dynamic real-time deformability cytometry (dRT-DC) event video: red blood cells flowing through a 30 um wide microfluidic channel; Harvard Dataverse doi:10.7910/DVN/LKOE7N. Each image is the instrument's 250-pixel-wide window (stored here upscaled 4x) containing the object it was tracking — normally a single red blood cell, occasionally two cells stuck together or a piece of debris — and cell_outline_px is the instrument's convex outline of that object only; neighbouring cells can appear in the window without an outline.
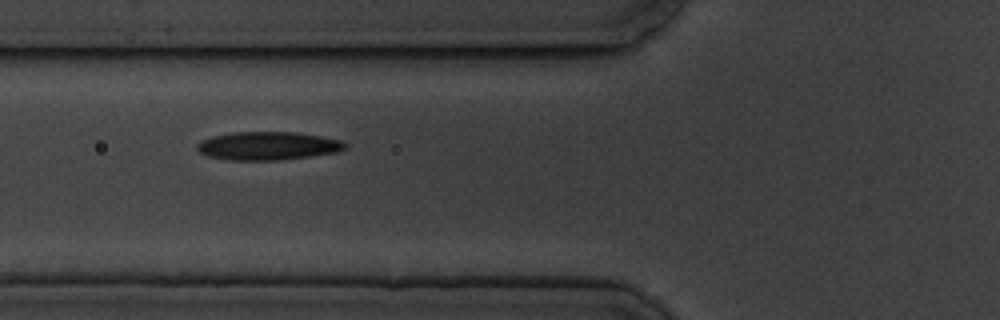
{"species": "common noctule bat (a hibernating species)", "species_latin": "Nyctalus noctula", "temperature_condition": "cold", "stored_images_in_passage": 10, "camera_frame_rate_fps": 3000, "um_per_image_px": 0.085, "animal": {"sex": "male", "body_mass_g": 19.5, "forearm_length_mm": 54.6}, "frame": {"image": 1, "passage_image": 7, "time_ms": 7.0, "image_size_px": [1000, 320], "cell_outline_px": [[348, 148], [336, 152], [280, 160], [228, 160], [208, 156], [200, 152], [196, 148], [196, 144], [200, 140], [212, 136], [232, 132], [296, 132], [320, 136], [340, 140], [348, 144]], "centroid_in_image_um": [22.74, 12.39], "position_along_channel_um": 103.1, "area_um2": 24.45}}
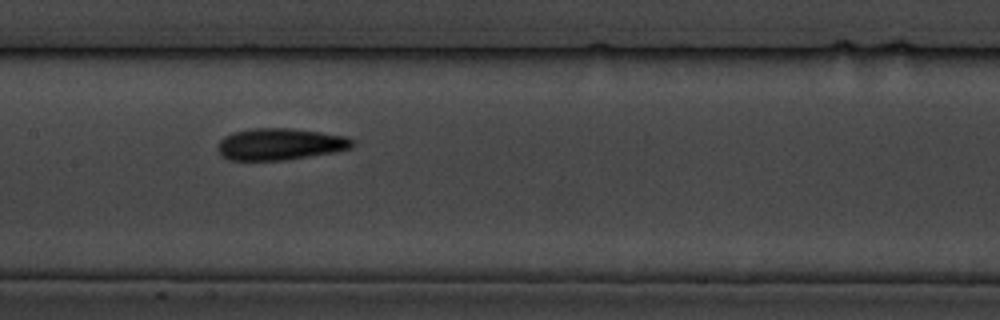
{"frame": {"image": 2, "passage_image": 9, "time_ms": 9.333, "image_size_px": [1000, 320], "cell_outline_px": [[352, 148], [336, 152], [284, 160], [228, 160], [220, 152], [220, 140], [224, 136], [232, 132], [256, 128], [288, 128], [320, 132], [348, 136], [352, 140]], "centroid_in_image_um": [23.84, 12.25], "position_along_channel_um": 183.6, "area_um2": 24.68}}
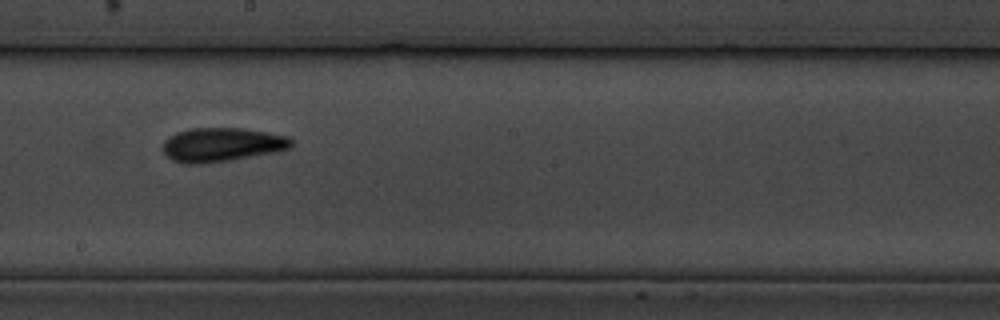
{"frame": {"image": 3, "passage_image": 10, "time_ms": 10.667, "image_size_px": [1000, 320], "cell_outline_px": [[292, 144], [288, 148], [280, 152], [228, 160], [200, 164], [184, 164], [172, 160], [164, 152], [164, 140], [168, 136], [176, 132], [192, 128], [240, 128], [288, 136], [292, 140]], "centroid_in_image_um": [18.85, 12.3], "position_along_channel_um": 229.4, "area_um2": 25.37}}